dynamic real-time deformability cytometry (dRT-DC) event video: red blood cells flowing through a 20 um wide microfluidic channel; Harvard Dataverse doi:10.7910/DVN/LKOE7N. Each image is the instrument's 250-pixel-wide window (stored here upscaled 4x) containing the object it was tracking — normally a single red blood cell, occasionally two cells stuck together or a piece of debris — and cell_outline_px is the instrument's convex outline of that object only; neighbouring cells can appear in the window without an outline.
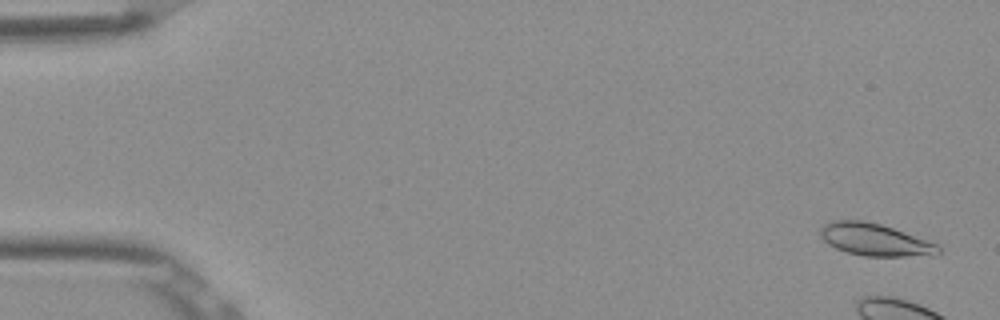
{"species": "Egyptian fruit bat (a non-hibernating species)", "species_latin": "Rousettus aegyptiacus", "temperature_condition": "room temperature", "stored_images_in_passage": 8, "camera_frame_rate_fps": 3000, "um_per_image_px": 0.085, "frame": {"image": 1, "passage_image": 2, "time_ms": 0.333, "image_size_px": [1000, 320], "cell_outline_px": [[940, 252], [936, 256], [864, 256], [848, 252], [836, 248], [828, 244], [820, 236], [820, 228], [824, 224], [832, 220], [860, 220], [880, 224], [892, 228], [936, 244], [940, 248]], "centroid_in_image_um": [74.34, 20.38], "position_along_channel_um": 10.7, "area_um2": 21.96}}